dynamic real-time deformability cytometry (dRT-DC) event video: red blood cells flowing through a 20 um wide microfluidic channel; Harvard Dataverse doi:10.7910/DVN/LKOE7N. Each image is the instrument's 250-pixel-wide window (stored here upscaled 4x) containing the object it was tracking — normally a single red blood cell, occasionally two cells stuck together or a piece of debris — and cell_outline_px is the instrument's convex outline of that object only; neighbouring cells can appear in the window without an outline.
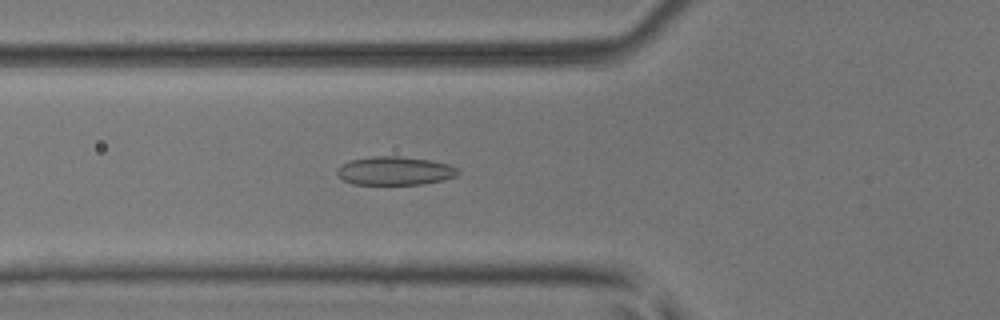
{"species": "common noctule bat (a hibernating species)", "species_latin": "Nyctalus noctula", "temperature_condition": "room temperature", "stored_images_in_passage": 47, "camera_frame_rate_fps": 3000, "um_per_image_px": 0.085, "animal": {"sex": "male", "body_mass_g": 17.9, "forearm_length_mm": 54.2}, "frame": {"image": 1, "passage_image": 19, "time_ms": 6.0, "image_size_px": [1000, 320], "cell_outline_px": [[460, 172], [456, 176], [444, 180], [424, 184], [352, 184], [344, 180], [336, 172], [336, 168], [352, 160], [372, 156], [400, 156], [428, 160], [448, 164], [456, 168]], "centroid_in_image_um": [33.57, 14.52], "position_along_channel_um": 92.2, "area_um2": 19.94}}
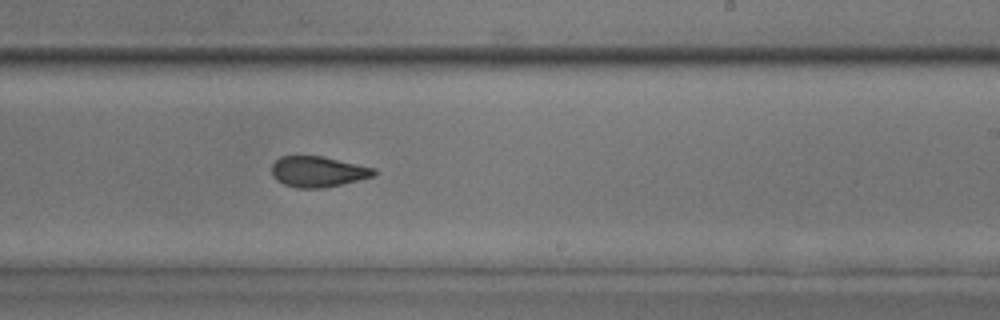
{"frame": {"image": 2, "passage_image": 32, "time_ms": 10.333, "image_size_px": [1000, 320], "cell_outline_px": [[376, 176], [324, 188], [296, 188], [284, 184], [276, 180], [272, 176], [272, 164], [280, 156], [324, 156], [376, 168]], "centroid_in_image_um": [27.04, 14.59], "position_along_channel_um": 262.0, "area_um2": 18.5}}
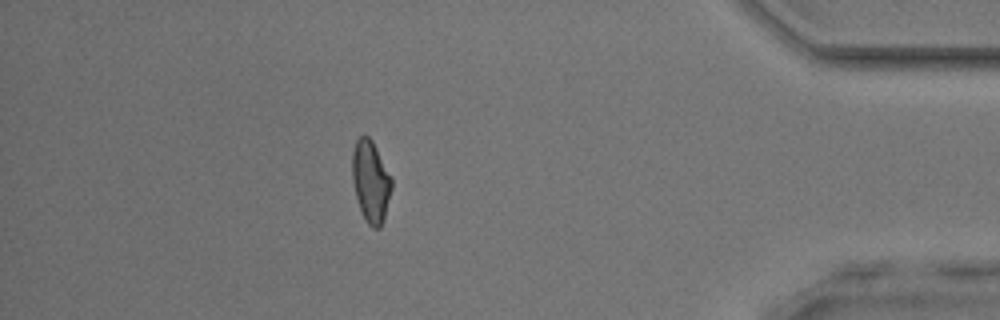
{"frame": {"image": 3, "passage_image": 46, "time_ms": 15.0, "image_size_px": [1000, 320], "cell_outline_px": [[392, 188], [384, 220], [380, 228], [372, 228], [368, 224], [360, 208], [356, 196], [352, 180], [352, 152], [356, 140], [360, 136], [368, 136], [372, 140], [392, 180]], "centroid_in_image_um": [31.51, 15.43], "position_along_channel_um": 403.7, "area_um2": 18.55}}